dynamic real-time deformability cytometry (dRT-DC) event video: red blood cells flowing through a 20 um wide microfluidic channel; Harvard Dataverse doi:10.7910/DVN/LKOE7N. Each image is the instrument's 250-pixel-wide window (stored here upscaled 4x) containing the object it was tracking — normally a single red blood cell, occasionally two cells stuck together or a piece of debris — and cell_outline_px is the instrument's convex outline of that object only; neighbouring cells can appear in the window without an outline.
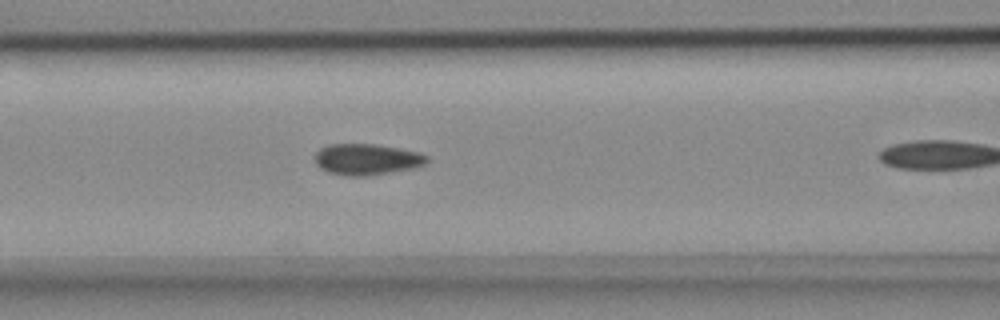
{"species": "common noctule bat (a hibernating species)", "species_latin": "Nyctalus noctula", "temperature_condition": "cold", "stored_images_in_passage": 15, "camera_frame_rate_fps": 3000, "um_per_image_px": 0.085, "animal": {"sex": "female", "body_mass_g": 18.4}, "frame": {"image": 1, "passage_image": 11, "time_ms": 3.333, "image_size_px": [1000, 320], "cell_outline_px": [[428, 160], [424, 164], [416, 168], [364, 176], [344, 176], [328, 172], [320, 168], [316, 164], [316, 152], [320, 148], [328, 144], [376, 144], [420, 152], [428, 156]], "centroid_in_image_um": [31.18, 13.54], "position_along_channel_um": 135.4, "area_um2": 20.4}}